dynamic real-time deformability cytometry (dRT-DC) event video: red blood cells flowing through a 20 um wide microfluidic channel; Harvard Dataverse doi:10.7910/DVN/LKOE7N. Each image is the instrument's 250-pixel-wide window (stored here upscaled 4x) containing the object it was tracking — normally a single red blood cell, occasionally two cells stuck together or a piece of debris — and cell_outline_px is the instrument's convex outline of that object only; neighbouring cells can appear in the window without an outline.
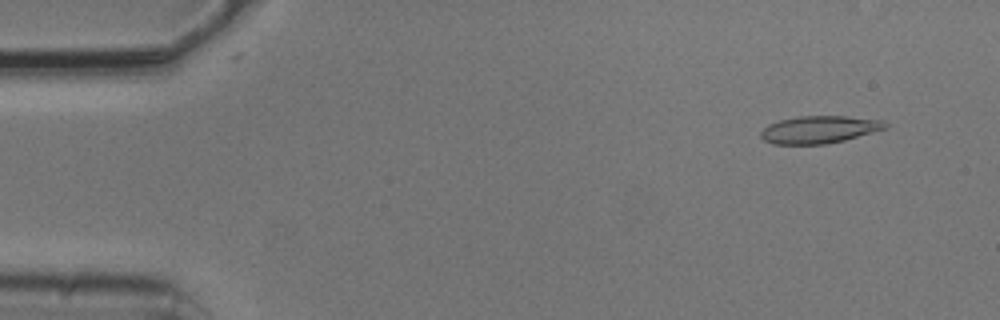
{"species": "common noctule bat (a hibernating species)", "species_latin": "Nyctalus noctula", "temperature_condition": "cold", "stored_images_in_passage": 5, "camera_frame_rate_fps": 3000, "um_per_image_px": 0.085, "animal": {"sex": "male", "body_mass_g": 20.5, "forearm_length_mm": 52.5}, "frame": {"image": 1, "passage_image": 1, "time_ms": 0.0, "image_size_px": [1000, 320], "cell_outline_px": [[888, 128], [844, 140], [828, 144], [772, 144], [764, 140], [760, 136], [760, 132], [768, 124], [780, 120], [796, 116], [844, 116], [884, 120], [888, 124]], "centroid_in_image_um": [69.64, 11.01], "position_along_channel_um": 15.4, "area_um2": 20.0}}
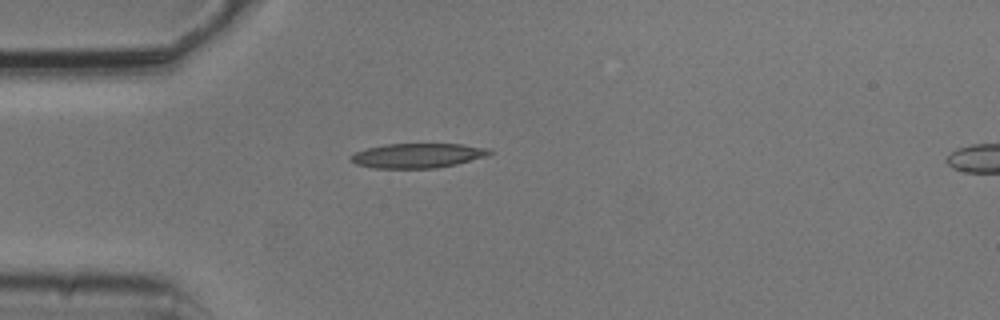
{"frame": {"image": 2, "passage_image": 4, "time_ms": 1.0, "image_size_px": [1000, 320], "cell_outline_px": [[492, 152], [488, 156], [456, 164], [436, 168], [372, 168], [356, 164], [352, 160], [352, 156], [356, 152], [368, 148], [384, 144], [464, 144], [488, 148]], "centroid_in_image_um": [35.54, 13.22], "position_along_channel_um": 49.5, "area_um2": 19.77}}